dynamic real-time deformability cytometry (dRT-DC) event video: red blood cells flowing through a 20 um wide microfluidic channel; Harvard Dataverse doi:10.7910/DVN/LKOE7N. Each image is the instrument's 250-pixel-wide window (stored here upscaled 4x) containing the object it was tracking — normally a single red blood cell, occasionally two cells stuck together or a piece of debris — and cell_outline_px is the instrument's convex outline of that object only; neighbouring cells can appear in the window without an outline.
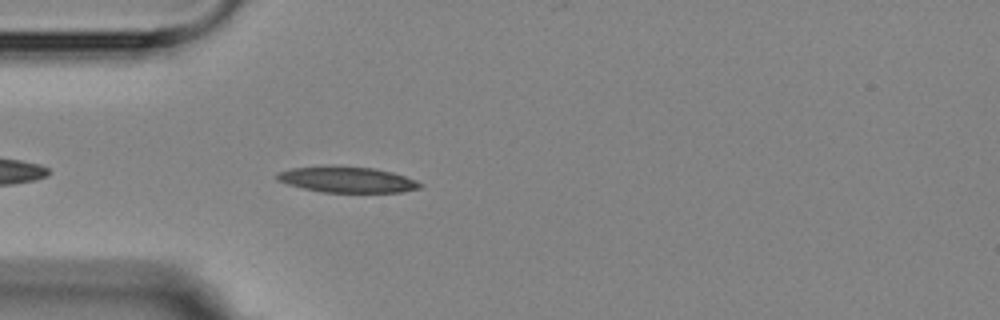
{"species": "Egyptian fruit bat (a non-hibernating species)", "species_latin": "Rousettus aegyptiacus", "temperature_condition": "room temperature", "stored_images_in_passage": 2, "camera_frame_rate_fps": 3000, "um_per_image_px": 0.085, "animal": {"sex": "female"}, "frame": {"image": 1, "passage_image": 2, "time_ms": 1.0, "image_size_px": [1000, 320], "cell_outline_px": [[424, 184], [420, 188], [400, 192], [324, 192], [304, 188], [288, 184], [276, 180], [276, 172], [292, 168], [320, 164], [324, 164], [372, 168], [392, 172], [416, 180]], "centroid_in_image_um": [29.45, 15.24], "position_along_channel_um": 55.5, "area_um2": 21.85}}